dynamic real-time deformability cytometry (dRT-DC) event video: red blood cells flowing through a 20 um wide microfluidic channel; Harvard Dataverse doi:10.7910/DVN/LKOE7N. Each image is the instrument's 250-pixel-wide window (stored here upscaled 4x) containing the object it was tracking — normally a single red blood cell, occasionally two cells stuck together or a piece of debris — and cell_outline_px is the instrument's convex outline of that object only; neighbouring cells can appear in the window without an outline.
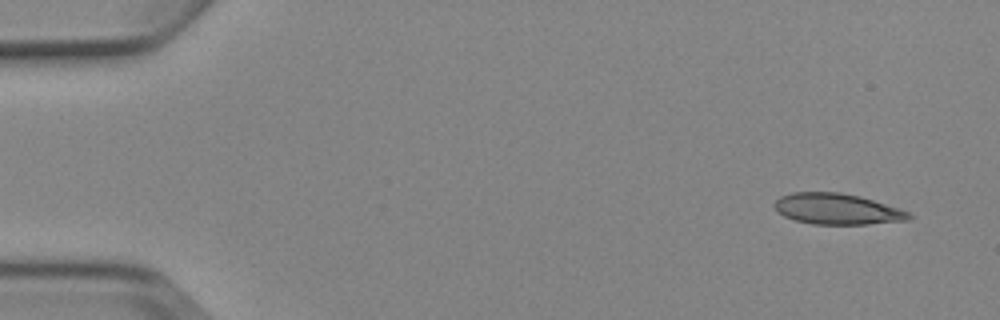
{"species": "Egyptian fruit bat (a non-hibernating species)", "species_latin": "Rousettus aegyptiacus", "temperature_condition": "cold", "stored_images_in_passage": 4, "camera_frame_rate_fps": 3000, "um_per_image_px": 0.085, "animal": {"sex": "female"}, "frame": {"image": 1, "passage_image": 1, "time_ms": 0.0, "image_size_px": [1000, 320], "cell_outline_px": [[912, 216], [908, 220], [868, 224], [812, 224], [796, 220], [784, 216], [772, 204], [780, 196], [792, 192], [840, 192], [860, 196], [900, 208], [908, 212]], "centroid_in_image_um": [71.15, 17.76], "position_along_channel_um": 13.8, "area_um2": 24.16}}
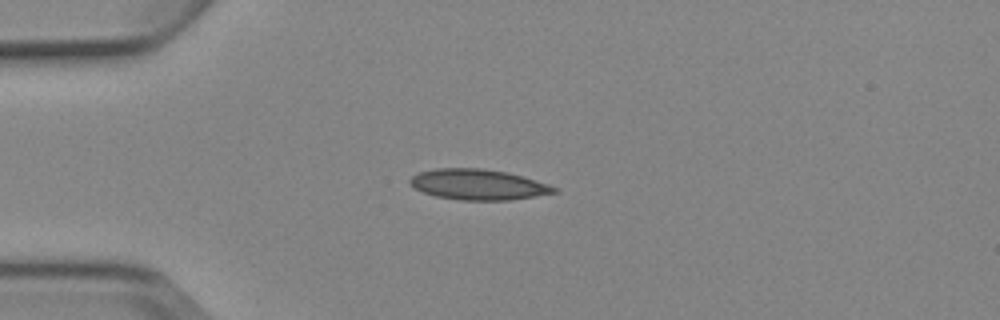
{"frame": {"image": 2, "passage_image": 4, "time_ms": 3.333, "image_size_px": [1000, 320], "cell_outline_px": [[560, 192], [512, 200], [460, 200], [436, 196], [424, 192], [408, 184], [408, 180], [412, 176], [420, 172], [436, 168], [480, 168], [508, 172], [524, 176], [560, 188]], "centroid_in_image_um": [40.69, 15.68], "position_along_channel_um": 44.3, "area_um2": 25.89}}